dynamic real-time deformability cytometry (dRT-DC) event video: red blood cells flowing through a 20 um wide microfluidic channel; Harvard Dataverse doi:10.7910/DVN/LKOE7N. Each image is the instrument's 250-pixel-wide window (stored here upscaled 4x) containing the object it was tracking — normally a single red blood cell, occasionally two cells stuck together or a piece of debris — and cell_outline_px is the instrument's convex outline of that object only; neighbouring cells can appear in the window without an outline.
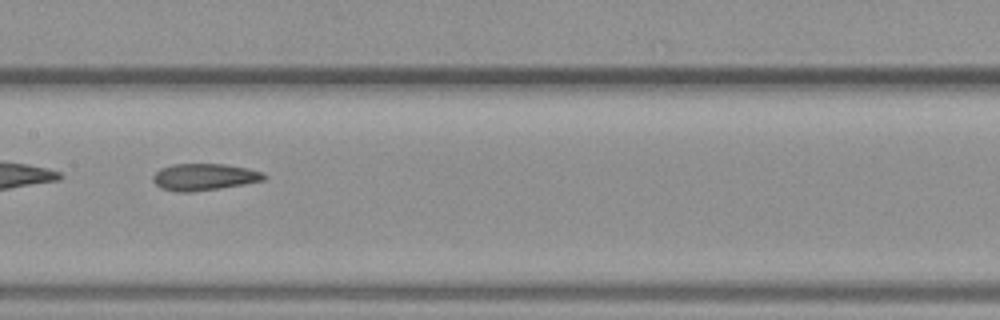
{"species": "common noctule bat (a hibernating species)", "species_latin": "Nyctalus noctula", "temperature_condition": "warm", "stored_images_in_passage": 34, "camera_frame_rate_fps": 3000, "um_per_image_px": 0.085, "animal": {"sex": "female", "body_mass_g": 19.3, "forearm_length_mm": 54.1}, "frame": {"image": 1, "passage_image": 10, "time_ms": 3.0, "image_size_px": [1000, 320], "cell_outline_px": [[268, 176], [264, 180], [244, 184], [220, 188], [192, 192], [176, 192], [160, 188], [152, 180], [152, 176], [160, 168], [172, 164], [224, 164], [248, 168], [264, 172]], "centroid_in_image_um": [17.35, 15.04], "position_along_channel_um": 190.0, "area_um2": 17.51}, "authors_computed_cell_mechanics": {"area_um2": 17.5423, "velocity_mm_per_s": 4.0717, "shape_relaxation_time_tau1_ms": null, "shape_relaxation_time_tau2_ms": 2.4317, "deformation_change_tau1": null, "deformation_change_tau2": 0.1039}}